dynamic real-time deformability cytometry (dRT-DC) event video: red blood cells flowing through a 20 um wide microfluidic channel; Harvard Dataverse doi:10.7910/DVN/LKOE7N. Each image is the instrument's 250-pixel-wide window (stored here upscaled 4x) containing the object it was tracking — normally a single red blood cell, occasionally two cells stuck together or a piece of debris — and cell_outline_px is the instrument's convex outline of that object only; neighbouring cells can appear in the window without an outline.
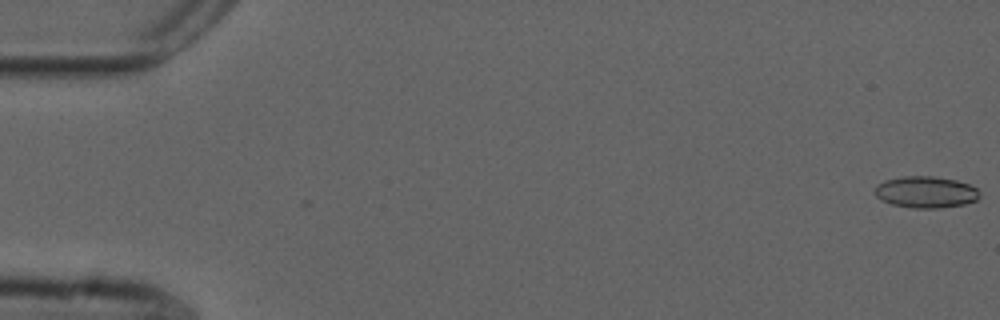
{"species": "common noctule bat (a hibernating species)", "species_latin": "Nyctalus noctula", "temperature_condition": "cold", "stored_images_in_passage": 2, "camera_frame_rate_fps": 3000, "um_per_image_px": 0.085, "animal": {"sex": "male", "forearm_length_mm": 52.5}, "frame": {"image": 1, "passage_image": 1, "time_ms": 0.0, "image_size_px": [1000, 320], "cell_outline_px": [[980, 196], [976, 200], [964, 204], [940, 208], [912, 208], [892, 204], [880, 200], [876, 196], [876, 184], [884, 180], [900, 176], [936, 176], [956, 180], [968, 184], [976, 188]], "centroid_in_image_um": [78.67, 16.32], "position_along_channel_um": 6.3, "area_um2": 19.36}}